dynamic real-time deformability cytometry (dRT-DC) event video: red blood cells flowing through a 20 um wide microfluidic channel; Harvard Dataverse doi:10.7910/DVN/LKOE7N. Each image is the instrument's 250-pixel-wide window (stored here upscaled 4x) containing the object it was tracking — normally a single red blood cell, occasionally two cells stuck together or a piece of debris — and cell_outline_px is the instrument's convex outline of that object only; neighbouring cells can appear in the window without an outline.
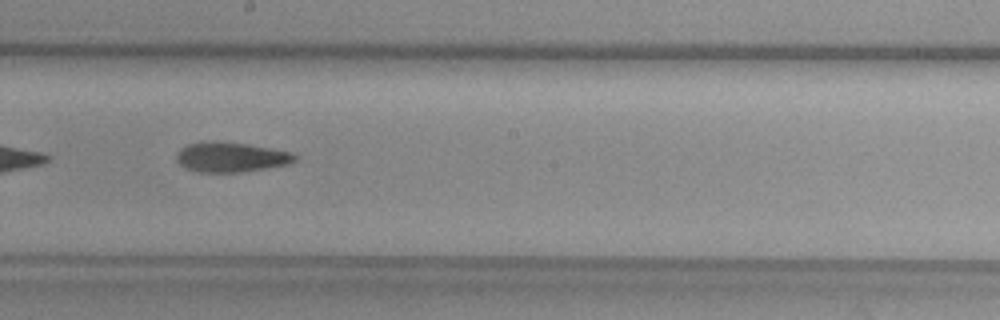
{"species": "common noctule bat (a hibernating species)", "species_latin": "Nyctalus noctula", "temperature_condition": "warm", "stored_images_in_passage": 39, "camera_frame_rate_fps": 3000, "um_per_image_px": 0.085, "animal": {"sex": "female", "body_mass_g": 29.2, "forearm_length_mm": 56.3}, "frame": {"image": 1, "passage_image": 17, "time_ms": 5.333, "image_size_px": [1000, 320], "cell_outline_px": [[296, 160], [288, 164], [240, 172], [196, 172], [180, 164], [176, 160], [176, 152], [180, 148], [188, 144], [248, 144], [292, 152], [296, 156]], "centroid_in_image_um": [19.65, 13.39], "position_along_channel_um": 228.6, "area_um2": 19.71}}